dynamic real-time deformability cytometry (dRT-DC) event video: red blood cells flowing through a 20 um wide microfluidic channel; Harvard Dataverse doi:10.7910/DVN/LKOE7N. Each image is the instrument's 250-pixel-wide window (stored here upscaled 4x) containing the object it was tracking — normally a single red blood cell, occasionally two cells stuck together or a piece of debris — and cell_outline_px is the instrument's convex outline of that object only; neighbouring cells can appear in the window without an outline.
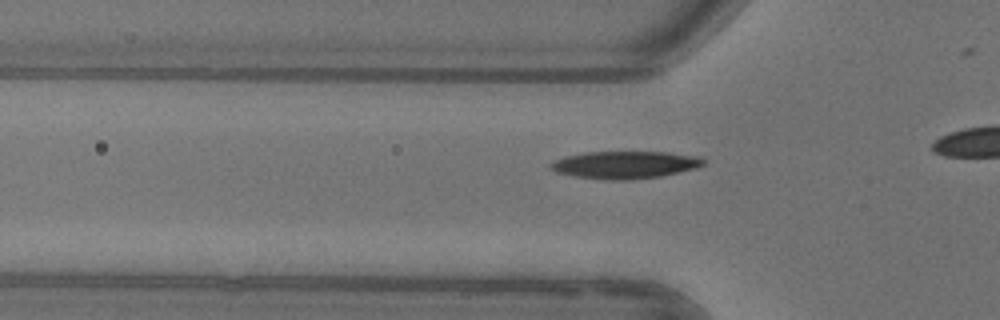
{"species": "common noctule bat (a hibernating species)", "species_latin": "Nyctalus noctula", "temperature_condition": "warm", "stored_images_in_passage": 11, "camera_frame_rate_fps": 3000, "um_per_image_px": 0.085, "animal": {"sex": "female"}, "frame": {"image": 1, "passage_image": 5, "time_ms": 1.333, "image_size_px": [1000, 320], "cell_outline_px": [[704, 164], [696, 168], [660, 176], [632, 180], [608, 180], [576, 176], [556, 172], [548, 168], [548, 164], [552, 160], [564, 156], [584, 152], [668, 152], [700, 156], [704, 160]], "centroid_in_image_um": [53.07, 14.0], "position_along_channel_um": 72.7, "area_um2": 24.62}}
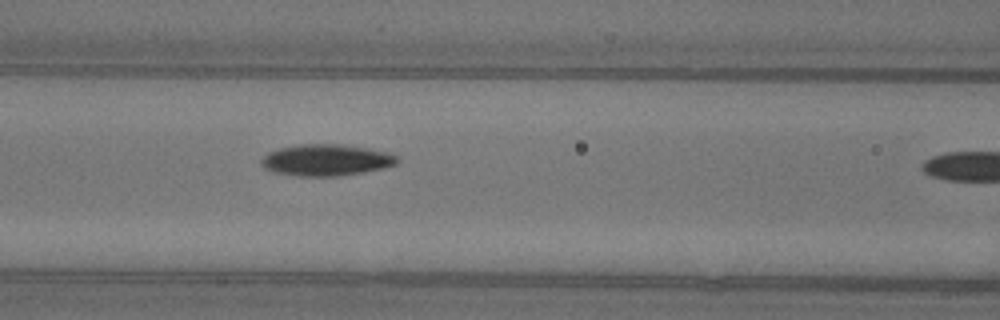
{"frame": {"image": 2, "passage_image": 10, "time_ms": 3.0, "image_size_px": [1000, 320], "cell_outline_px": [[396, 164], [384, 168], [364, 172], [336, 176], [296, 176], [272, 172], [264, 168], [260, 164], [260, 160], [268, 152], [280, 148], [300, 144], [340, 144], [368, 148], [388, 152], [396, 156]], "centroid_in_image_um": [27.68, 13.61], "position_along_channel_um": 138.9, "area_um2": 24.97}}